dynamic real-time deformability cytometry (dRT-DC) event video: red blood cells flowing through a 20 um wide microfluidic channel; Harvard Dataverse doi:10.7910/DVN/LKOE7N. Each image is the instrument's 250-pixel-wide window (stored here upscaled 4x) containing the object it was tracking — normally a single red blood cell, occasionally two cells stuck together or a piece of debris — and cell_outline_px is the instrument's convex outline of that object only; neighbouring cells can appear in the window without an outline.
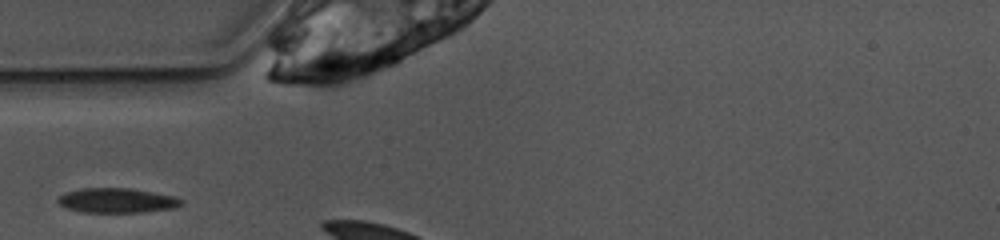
{"species": "common noctule bat (a hibernating species)", "species_latin": "Nyctalus noctula", "temperature_condition": "warm", "stored_images_in_passage": 9, "camera_frame_rate_fps": 3000, "um_per_image_px": 0.085, "animal": {"sex": "female", "body_mass_g": 10.0, "forearm_length_mm": 53.1}, "frame": {"image": 1, "passage_image": 1, "time_ms": 0.0, "image_size_px": [1000, 240], "cell_outline_px": [[184, 204], [172, 208], [144, 212], [80, 212], [64, 208], [56, 200], [60, 196], [68, 192], [80, 188], [132, 188], [176, 196], [184, 200]], "centroid_in_image_um": [9.96, 17.04], "position_along_channel_um": 75.0, "area_um2": 17.92}}
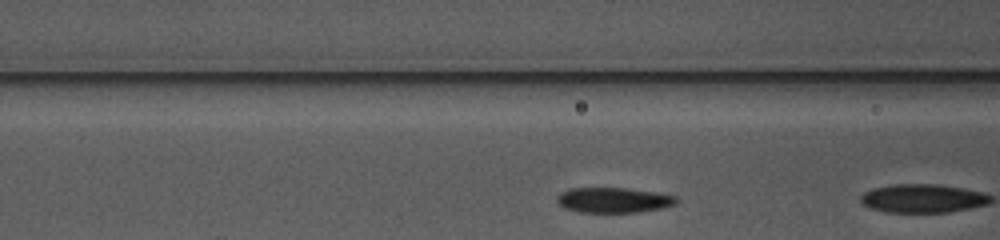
{"frame": {"image": 2, "passage_image": 4, "time_ms": 1.0, "image_size_px": [1000, 240], "cell_outline_px": [[676, 204], [664, 208], [640, 212], [580, 212], [564, 208], [556, 204], [556, 196], [560, 192], [572, 188], [624, 188], [656, 192], [676, 196]], "centroid_in_image_um": [52.12, 17.01], "position_along_channel_um": 114.5, "area_um2": 17.69}}